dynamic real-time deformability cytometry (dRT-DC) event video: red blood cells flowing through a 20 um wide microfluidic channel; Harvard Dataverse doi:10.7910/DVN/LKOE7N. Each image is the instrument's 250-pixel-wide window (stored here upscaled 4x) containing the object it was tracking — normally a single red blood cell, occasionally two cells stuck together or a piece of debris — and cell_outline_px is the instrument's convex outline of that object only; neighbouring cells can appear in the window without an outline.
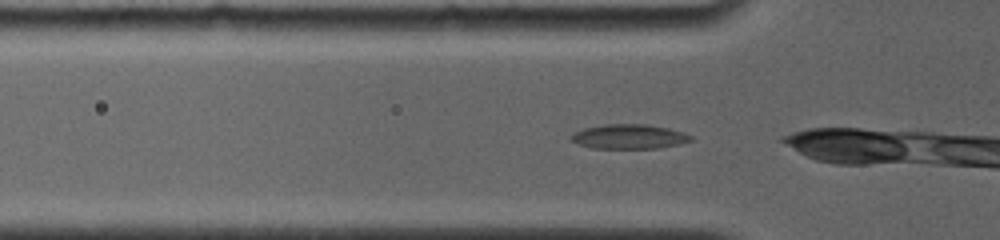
{"species": "common noctule bat (a hibernating species)", "species_latin": "Nyctalus noctula", "temperature_condition": "room temperature", "stored_images_in_passage": 8, "camera_frame_rate_fps": 4000, "um_per_image_px": 0.085, "animal": {"sex": "female", "body_mass_g": 19.0, "forearm_length_mm": 56.7}, "frame": {"image": 1, "passage_image": 2, "time_ms": 0.25, "image_size_px": [1000, 240], "cell_outline_px": [[692, 140], [676, 144], [656, 148], [592, 148], [576, 144], [568, 136], [572, 132], [584, 128], [604, 124], [648, 124], [668, 128], [684, 132], [692, 136]], "centroid_in_image_um": [53.4, 11.6], "position_along_channel_um": 72.4, "area_um2": 17.17}}